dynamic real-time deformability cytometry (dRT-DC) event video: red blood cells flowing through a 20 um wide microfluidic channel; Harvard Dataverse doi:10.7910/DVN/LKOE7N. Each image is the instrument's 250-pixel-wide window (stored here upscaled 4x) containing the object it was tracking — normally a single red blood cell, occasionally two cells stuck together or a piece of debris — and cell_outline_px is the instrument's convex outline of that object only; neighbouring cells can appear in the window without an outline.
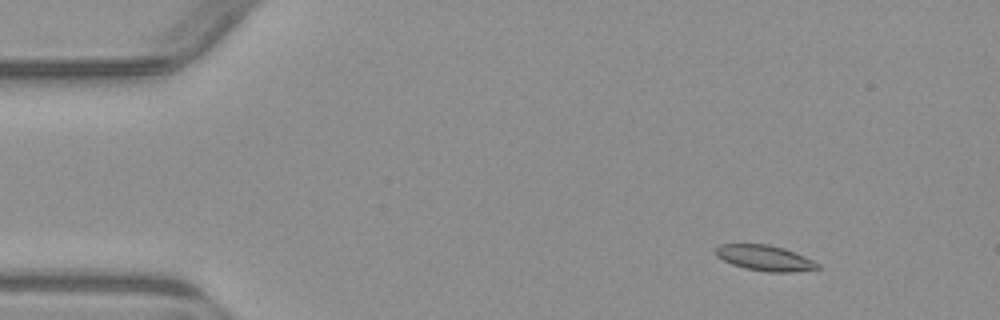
{"species": "common noctule bat (a hibernating species)", "species_latin": "Nyctalus noctula", "temperature_condition": "warm", "stored_images_in_passage": 10, "camera_frame_rate_fps": 3000, "um_per_image_px": 0.085, "animal": {"sex": "male", "body_mass_g": 23.1, "forearm_length_mm": 52.7}, "frame": {"image": 1, "passage_image": 2, "time_ms": 2.0, "image_size_px": [1000, 320], "cell_outline_px": [[820, 268], [796, 272], [768, 272], [744, 268], [732, 264], [716, 256], [716, 248], [720, 244], [768, 244], [784, 248], [804, 256], [820, 264]], "centroid_in_image_um": [65.02, 21.93], "position_along_channel_um": 20.0, "area_um2": 15.14}}
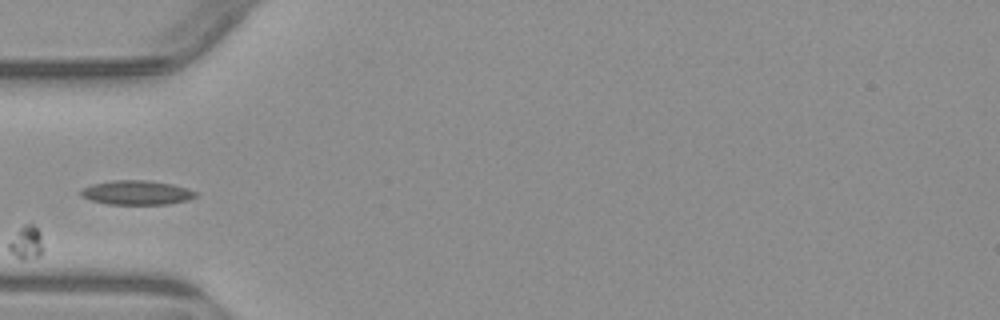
{"frame": {"image": 2, "passage_image": 5, "time_ms": 5.667, "image_size_px": [1000, 320], "cell_outline_px": [[196, 196], [188, 200], [168, 204], [108, 204], [92, 200], [80, 196], [80, 188], [92, 184], [112, 180], [148, 180], [172, 184], [188, 188], [196, 192]], "centroid_in_image_um": [11.59, 16.36], "position_along_channel_um": 73.4, "area_um2": 16.3}}